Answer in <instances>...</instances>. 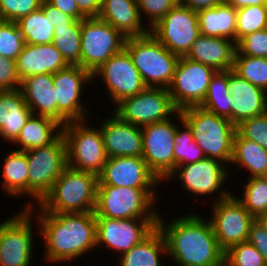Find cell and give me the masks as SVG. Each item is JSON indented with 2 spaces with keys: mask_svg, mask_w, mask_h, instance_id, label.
<instances>
[{
  "mask_svg": "<svg viewBox=\"0 0 267 266\" xmlns=\"http://www.w3.org/2000/svg\"><path fill=\"white\" fill-rule=\"evenodd\" d=\"M28 160V197L33 199L23 209L39 204L67 167L66 141L61 134L53 143L25 151ZM32 204V205H31Z\"/></svg>",
  "mask_w": 267,
  "mask_h": 266,
  "instance_id": "52a82bcc",
  "label": "cell"
},
{
  "mask_svg": "<svg viewBox=\"0 0 267 266\" xmlns=\"http://www.w3.org/2000/svg\"><path fill=\"white\" fill-rule=\"evenodd\" d=\"M228 90L231 95V122L237 126L242 121L267 112V92L228 70Z\"/></svg>",
  "mask_w": 267,
  "mask_h": 266,
  "instance_id": "7402d4cb",
  "label": "cell"
},
{
  "mask_svg": "<svg viewBox=\"0 0 267 266\" xmlns=\"http://www.w3.org/2000/svg\"><path fill=\"white\" fill-rule=\"evenodd\" d=\"M160 183L142 157H110L98 175V185L159 188Z\"/></svg>",
  "mask_w": 267,
  "mask_h": 266,
  "instance_id": "ffe728a7",
  "label": "cell"
},
{
  "mask_svg": "<svg viewBox=\"0 0 267 266\" xmlns=\"http://www.w3.org/2000/svg\"><path fill=\"white\" fill-rule=\"evenodd\" d=\"M256 220L261 224L264 230L267 232V214L258 216Z\"/></svg>",
  "mask_w": 267,
  "mask_h": 266,
  "instance_id": "db71d44e",
  "label": "cell"
},
{
  "mask_svg": "<svg viewBox=\"0 0 267 266\" xmlns=\"http://www.w3.org/2000/svg\"><path fill=\"white\" fill-rule=\"evenodd\" d=\"M168 256L166 242L161 231L156 227L139 244L119 256L118 266H165L161 261ZM162 257V259H161Z\"/></svg>",
  "mask_w": 267,
  "mask_h": 266,
  "instance_id": "f546056e",
  "label": "cell"
},
{
  "mask_svg": "<svg viewBox=\"0 0 267 266\" xmlns=\"http://www.w3.org/2000/svg\"><path fill=\"white\" fill-rule=\"evenodd\" d=\"M220 3H230L232 0H219Z\"/></svg>",
  "mask_w": 267,
  "mask_h": 266,
  "instance_id": "9f6ffc18",
  "label": "cell"
},
{
  "mask_svg": "<svg viewBox=\"0 0 267 266\" xmlns=\"http://www.w3.org/2000/svg\"><path fill=\"white\" fill-rule=\"evenodd\" d=\"M62 125L57 121L32 114L21 129L19 136L11 145L18 151L42 147L53 143L62 134Z\"/></svg>",
  "mask_w": 267,
  "mask_h": 266,
  "instance_id": "f1b7e54d",
  "label": "cell"
},
{
  "mask_svg": "<svg viewBox=\"0 0 267 266\" xmlns=\"http://www.w3.org/2000/svg\"><path fill=\"white\" fill-rule=\"evenodd\" d=\"M229 168L226 167L222 162L212 159L209 157L203 158L201 161L196 163H190L184 166H177L175 170L165 180L169 181L179 179V183H182V189L185 192H189L194 196H205L207 197L214 194L217 196L213 197L212 203L216 201L226 199L233 193L225 189L223 186L230 177ZM227 180V181H226ZM217 197V198H216Z\"/></svg>",
  "mask_w": 267,
  "mask_h": 266,
  "instance_id": "9c48e42d",
  "label": "cell"
},
{
  "mask_svg": "<svg viewBox=\"0 0 267 266\" xmlns=\"http://www.w3.org/2000/svg\"><path fill=\"white\" fill-rule=\"evenodd\" d=\"M248 242L260 252L267 264V232L256 219L250 227Z\"/></svg>",
  "mask_w": 267,
  "mask_h": 266,
  "instance_id": "7dc6e473",
  "label": "cell"
},
{
  "mask_svg": "<svg viewBox=\"0 0 267 266\" xmlns=\"http://www.w3.org/2000/svg\"><path fill=\"white\" fill-rule=\"evenodd\" d=\"M69 64L51 44H25L16 59V72L20 81L41 74H54Z\"/></svg>",
  "mask_w": 267,
  "mask_h": 266,
  "instance_id": "603a6c76",
  "label": "cell"
},
{
  "mask_svg": "<svg viewBox=\"0 0 267 266\" xmlns=\"http://www.w3.org/2000/svg\"><path fill=\"white\" fill-rule=\"evenodd\" d=\"M80 13L85 18H98L101 11V0H75Z\"/></svg>",
  "mask_w": 267,
  "mask_h": 266,
  "instance_id": "f907efd6",
  "label": "cell"
},
{
  "mask_svg": "<svg viewBox=\"0 0 267 266\" xmlns=\"http://www.w3.org/2000/svg\"><path fill=\"white\" fill-rule=\"evenodd\" d=\"M181 215L166 223L165 217L159 214L157 222L166 242L167 257L173 265L224 266V252L210 221L194 212Z\"/></svg>",
  "mask_w": 267,
  "mask_h": 266,
  "instance_id": "7a4b0ae2",
  "label": "cell"
},
{
  "mask_svg": "<svg viewBox=\"0 0 267 266\" xmlns=\"http://www.w3.org/2000/svg\"><path fill=\"white\" fill-rule=\"evenodd\" d=\"M1 188L12 197L28 198L29 167L25 151L11 150L2 156Z\"/></svg>",
  "mask_w": 267,
  "mask_h": 266,
  "instance_id": "4dcf8cb0",
  "label": "cell"
},
{
  "mask_svg": "<svg viewBox=\"0 0 267 266\" xmlns=\"http://www.w3.org/2000/svg\"><path fill=\"white\" fill-rule=\"evenodd\" d=\"M176 117L179 123L173 120ZM182 122V116L178 111L175 117L141 127L142 158L162 184L174 171V138L177 127Z\"/></svg>",
  "mask_w": 267,
  "mask_h": 266,
  "instance_id": "4fadbf2b",
  "label": "cell"
},
{
  "mask_svg": "<svg viewBox=\"0 0 267 266\" xmlns=\"http://www.w3.org/2000/svg\"><path fill=\"white\" fill-rule=\"evenodd\" d=\"M205 157L203 150L195 143L191 130L182 122L174 138V170L177 166L196 163Z\"/></svg>",
  "mask_w": 267,
  "mask_h": 266,
  "instance_id": "8d00e7d4",
  "label": "cell"
},
{
  "mask_svg": "<svg viewBox=\"0 0 267 266\" xmlns=\"http://www.w3.org/2000/svg\"><path fill=\"white\" fill-rule=\"evenodd\" d=\"M92 82V73L79 65H69L53 74L58 123L64 126L68 122L88 121V114L93 116V113L92 115L89 113L90 110L87 111L88 108L86 109L84 100L81 99L85 85L91 83V86Z\"/></svg>",
  "mask_w": 267,
  "mask_h": 266,
  "instance_id": "7c38bea8",
  "label": "cell"
},
{
  "mask_svg": "<svg viewBox=\"0 0 267 266\" xmlns=\"http://www.w3.org/2000/svg\"><path fill=\"white\" fill-rule=\"evenodd\" d=\"M125 49L146 87L169 88L178 55L165 48L150 32L143 36L127 38Z\"/></svg>",
  "mask_w": 267,
  "mask_h": 266,
  "instance_id": "8992f818",
  "label": "cell"
},
{
  "mask_svg": "<svg viewBox=\"0 0 267 266\" xmlns=\"http://www.w3.org/2000/svg\"><path fill=\"white\" fill-rule=\"evenodd\" d=\"M236 50V42L232 40L200 35L184 57L215 71H226L233 69Z\"/></svg>",
  "mask_w": 267,
  "mask_h": 266,
  "instance_id": "cb8c5ba5",
  "label": "cell"
},
{
  "mask_svg": "<svg viewBox=\"0 0 267 266\" xmlns=\"http://www.w3.org/2000/svg\"><path fill=\"white\" fill-rule=\"evenodd\" d=\"M16 61L0 56V91L20 89Z\"/></svg>",
  "mask_w": 267,
  "mask_h": 266,
  "instance_id": "bcb514c9",
  "label": "cell"
},
{
  "mask_svg": "<svg viewBox=\"0 0 267 266\" xmlns=\"http://www.w3.org/2000/svg\"><path fill=\"white\" fill-rule=\"evenodd\" d=\"M54 88L53 74L33 75L23 79L20 84V90L32 113L57 121V99Z\"/></svg>",
  "mask_w": 267,
  "mask_h": 266,
  "instance_id": "484cf974",
  "label": "cell"
},
{
  "mask_svg": "<svg viewBox=\"0 0 267 266\" xmlns=\"http://www.w3.org/2000/svg\"><path fill=\"white\" fill-rule=\"evenodd\" d=\"M24 45L25 40L17 23L3 20L0 24V56L16 61Z\"/></svg>",
  "mask_w": 267,
  "mask_h": 266,
  "instance_id": "ab89813d",
  "label": "cell"
},
{
  "mask_svg": "<svg viewBox=\"0 0 267 266\" xmlns=\"http://www.w3.org/2000/svg\"><path fill=\"white\" fill-rule=\"evenodd\" d=\"M40 9L44 12L45 17L49 18V21L53 27L70 26L75 21L73 17L64 14L56 7L49 4L46 0L42 1Z\"/></svg>",
  "mask_w": 267,
  "mask_h": 266,
  "instance_id": "c3c4849f",
  "label": "cell"
},
{
  "mask_svg": "<svg viewBox=\"0 0 267 266\" xmlns=\"http://www.w3.org/2000/svg\"><path fill=\"white\" fill-rule=\"evenodd\" d=\"M149 32L169 51L185 56L200 36L198 14L177 3Z\"/></svg>",
  "mask_w": 267,
  "mask_h": 266,
  "instance_id": "9a60e30c",
  "label": "cell"
},
{
  "mask_svg": "<svg viewBox=\"0 0 267 266\" xmlns=\"http://www.w3.org/2000/svg\"><path fill=\"white\" fill-rule=\"evenodd\" d=\"M177 3H179L178 0H137L141 20L149 21L147 22L149 29L162 19Z\"/></svg>",
  "mask_w": 267,
  "mask_h": 266,
  "instance_id": "f6af8a7d",
  "label": "cell"
},
{
  "mask_svg": "<svg viewBox=\"0 0 267 266\" xmlns=\"http://www.w3.org/2000/svg\"><path fill=\"white\" fill-rule=\"evenodd\" d=\"M200 35L226 38L236 42L237 9L230 3L197 12Z\"/></svg>",
  "mask_w": 267,
  "mask_h": 266,
  "instance_id": "83f0119b",
  "label": "cell"
},
{
  "mask_svg": "<svg viewBox=\"0 0 267 266\" xmlns=\"http://www.w3.org/2000/svg\"><path fill=\"white\" fill-rule=\"evenodd\" d=\"M180 114L204 155L222 162L230 169L236 126L229 119L201 107L185 108Z\"/></svg>",
  "mask_w": 267,
  "mask_h": 266,
  "instance_id": "3957f363",
  "label": "cell"
},
{
  "mask_svg": "<svg viewBox=\"0 0 267 266\" xmlns=\"http://www.w3.org/2000/svg\"><path fill=\"white\" fill-rule=\"evenodd\" d=\"M49 4L56 7L64 14L73 17L75 20H82L85 17L80 13L75 0H46Z\"/></svg>",
  "mask_w": 267,
  "mask_h": 266,
  "instance_id": "681fc988",
  "label": "cell"
},
{
  "mask_svg": "<svg viewBox=\"0 0 267 266\" xmlns=\"http://www.w3.org/2000/svg\"><path fill=\"white\" fill-rule=\"evenodd\" d=\"M32 114L20 89L0 91V139L11 146Z\"/></svg>",
  "mask_w": 267,
  "mask_h": 266,
  "instance_id": "4316f807",
  "label": "cell"
},
{
  "mask_svg": "<svg viewBox=\"0 0 267 266\" xmlns=\"http://www.w3.org/2000/svg\"><path fill=\"white\" fill-rule=\"evenodd\" d=\"M216 71L205 64L184 56L179 57L174 77L168 88L172 102L178 111L199 107L208 91Z\"/></svg>",
  "mask_w": 267,
  "mask_h": 266,
  "instance_id": "2e32d148",
  "label": "cell"
},
{
  "mask_svg": "<svg viewBox=\"0 0 267 266\" xmlns=\"http://www.w3.org/2000/svg\"><path fill=\"white\" fill-rule=\"evenodd\" d=\"M35 219L29 209H21L0 222V266H30L35 255Z\"/></svg>",
  "mask_w": 267,
  "mask_h": 266,
  "instance_id": "8fae6325",
  "label": "cell"
},
{
  "mask_svg": "<svg viewBox=\"0 0 267 266\" xmlns=\"http://www.w3.org/2000/svg\"><path fill=\"white\" fill-rule=\"evenodd\" d=\"M267 28L264 5L237 9L236 43L246 34Z\"/></svg>",
  "mask_w": 267,
  "mask_h": 266,
  "instance_id": "f35d334b",
  "label": "cell"
},
{
  "mask_svg": "<svg viewBox=\"0 0 267 266\" xmlns=\"http://www.w3.org/2000/svg\"><path fill=\"white\" fill-rule=\"evenodd\" d=\"M52 44L69 65L81 67V20H75L70 26L54 27Z\"/></svg>",
  "mask_w": 267,
  "mask_h": 266,
  "instance_id": "836d02e7",
  "label": "cell"
},
{
  "mask_svg": "<svg viewBox=\"0 0 267 266\" xmlns=\"http://www.w3.org/2000/svg\"><path fill=\"white\" fill-rule=\"evenodd\" d=\"M43 0H0V15L5 21L16 22L40 9Z\"/></svg>",
  "mask_w": 267,
  "mask_h": 266,
  "instance_id": "ee69618b",
  "label": "cell"
},
{
  "mask_svg": "<svg viewBox=\"0 0 267 266\" xmlns=\"http://www.w3.org/2000/svg\"><path fill=\"white\" fill-rule=\"evenodd\" d=\"M97 185L98 175L67 166L38 206L48 213L94 211Z\"/></svg>",
  "mask_w": 267,
  "mask_h": 266,
  "instance_id": "277c9868",
  "label": "cell"
},
{
  "mask_svg": "<svg viewBox=\"0 0 267 266\" xmlns=\"http://www.w3.org/2000/svg\"><path fill=\"white\" fill-rule=\"evenodd\" d=\"M264 9H265L266 17H267V0L264 2Z\"/></svg>",
  "mask_w": 267,
  "mask_h": 266,
  "instance_id": "11a10c76",
  "label": "cell"
},
{
  "mask_svg": "<svg viewBox=\"0 0 267 266\" xmlns=\"http://www.w3.org/2000/svg\"><path fill=\"white\" fill-rule=\"evenodd\" d=\"M209 221L223 252L239 243L248 241L249 231L255 218L234 195L212 203Z\"/></svg>",
  "mask_w": 267,
  "mask_h": 266,
  "instance_id": "ac0fdd59",
  "label": "cell"
},
{
  "mask_svg": "<svg viewBox=\"0 0 267 266\" xmlns=\"http://www.w3.org/2000/svg\"><path fill=\"white\" fill-rule=\"evenodd\" d=\"M232 70L267 92V58L235 55Z\"/></svg>",
  "mask_w": 267,
  "mask_h": 266,
  "instance_id": "74e56055",
  "label": "cell"
},
{
  "mask_svg": "<svg viewBox=\"0 0 267 266\" xmlns=\"http://www.w3.org/2000/svg\"><path fill=\"white\" fill-rule=\"evenodd\" d=\"M235 55L267 58V28L246 34L236 43Z\"/></svg>",
  "mask_w": 267,
  "mask_h": 266,
  "instance_id": "7bdbcfd3",
  "label": "cell"
},
{
  "mask_svg": "<svg viewBox=\"0 0 267 266\" xmlns=\"http://www.w3.org/2000/svg\"><path fill=\"white\" fill-rule=\"evenodd\" d=\"M244 184L242 197L235 198L255 219L267 214V176L248 178Z\"/></svg>",
  "mask_w": 267,
  "mask_h": 266,
  "instance_id": "d590c367",
  "label": "cell"
},
{
  "mask_svg": "<svg viewBox=\"0 0 267 266\" xmlns=\"http://www.w3.org/2000/svg\"><path fill=\"white\" fill-rule=\"evenodd\" d=\"M157 190L158 188L97 185L95 217L158 218L159 210H156V204L159 201V192Z\"/></svg>",
  "mask_w": 267,
  "mask_h": 266,
  "instance_id": "5b68a950",
  "label": "cell"
},
{
  "mask_svg": "<svg viewBox=\"0 0 267 266\" xmlns=\"http://www.w3.org/2000/svg\"><path fill=\"white\" fill-rule=\"evenodd\" d=\"M99 120L104 147L110 157H142L143 140L140 126L122 121L116 114ZM102 122V123H101Z\"/></svg>",
  "mask_w": 267,
  "mask_h": 266,
  "instance_id": "44dd1931",
  "label": "cell"
},
{
  "mask_svg": "<svg viewBox=\"0 0 267 266\" xmlns=\"http://www.w3.org/2000/svg\"><path fill=\"white\" fill-rule=\"evenodd\" d=\"M98 18L111 24L126 38L149 32L147 24L141 20L137 0H101Z\"/></svg>",
  "mask_w": 267,
  "mask_h": 266,
  "instance_id": "d4e9b609",
  "label": "cell"
},
{
  "mask_svg": "<svg viewBox=\"0 0 267 266\" xmlns=\"http://www.w3.org/2000/svg\"><path fill=\"white\" fill-rule=\"evenodd\" d=\"M177 112L168 89L152 87L125 98L113 110L122 121L140 127L170 119Z\"/></svg>",
  "mask_w": 267,
  "mask_h": 266,
  "instance_id": "5bb4252c",
  "label": "cell"
},
{
  "mask_svg": "<svg viewBox=\"0 0 267 266\" xmlns=\"http://www.w3.org/2000/svg\"><path fill=\"white\" fill-rule=\"evenodd\" d=\"M28 208L36 218L38 236L44 245V257L50 264L77 261L96 248L94 211L78 213H48L39 206ZM37 209V212H36ZM36 212V213H35ZM36 214V215H35ZM38 222V223H37ZM68 261V262H67Z\"/></svg>",
  "mask_w": 267,
  "mask_h": 266,
  "instance_id": "6da1fadb",
  "label": "cell"
},
{
  "mask_svg": "<svg viewBox=\"0 0 267 266\" xmlns=\"http://www.w3.org/2000/svg\"><path fill=\"white\" fill-rule=\"evenodd\" d=\"M25 44H51L54 39V27L44 12L38 9L16 21Z\"/></svg>",
  "mask_w": 267,
  "mask_h": 266,
  "instance_id": "e575fe53",
  "label": "cell"
},
{
  "mask_svg": "<svg viewBox=\"0 0 267 266\" xmlns=\"http://www.w3.org/2000/svg\"><path fill=\"white\" fill-rule=\"evenodd\" d=\"M89 122H68L62 127L67 147V166L99 175L108 160L100 128Z\"/></svg>",
  "mask_w": 267,
  "mask_h": 266,
  "instance_id": "ba28073f",
  "label": "cell"
},
{
  "mask_svg": "<svg viewBox=\"0 0 267 266\" xmlns=\"http://www.w3.org/2000/svg\"><path fill=\"white\" fill-rule=\"evenodd\" d=\"M2 21H3V19H2L1 15H0V24L2 23Z\"/></svg>",
  "mask_w": 267,
  "mask_h": 266,
  "instance_id": "6f0895ef",
  "label": "cell"
},
{
  "mask_svg": "<svg viewBox=\"0 0 267 266\" xmlns=\"http://www.w3.org/2000/svg\"><path fill=\"white\" fill-rule=\"evenodd\" d=\"M230 102L228 70L216 71L209 83L207 94L199 107L231 121Z\"/></svg>",
  "mask_w": 267,
  "mask_h": 266,
  "instance_id": "d6a6232c",
  "label": "cell"
},
{
  "mask_svg": "<svg viewBox=\"0 0 267 266\" xmlns=\"http://www.w3.org/2000/svg\"><path fill=\"white\" fill-rule=\"evenodd\" d=\"M178 2L195 12L214 8L220 3L219 0H178Z\"/></svg>",
  "mask_w": 267,
  "mask_h": 266,
  "instance_id": "816d5d0a",
  "label": "cell"
},
{
  "mask_svg": "<svg viewBox=\"0 0 267 266\" xmlns=\"http://www.w3.org/2000/svg\"><path fill=\"white\" fill-rule=\"evenodd\" d=\"M92 77L93 82H98L96 79L101 77V82L107 89L113 107L125 98L135 96L146 88L138 69L134 66L133 60L125 48L103 63L92 73Z\"/></svg>",
  "mask_w": 267,
  "mask_h": 266,
  "instance_id": "d6986e66",
  "label": "cell"
},
{
  "mask_svg": "<svg viewBox=\"0 0 267 266\" xmlns=\"http://www.w3.org/2000/svg\"><path fill=\"white\" fill-rule=\"evenodd\" d=\"M236 131L247 140L259 144L267 150V112L242 121Z\"/></svg>",
  "mask_w": 267,
  "mask_h": 266,
  "instance_id": "b9f144b4",
  "label": "cell"
},
{
  "mask_svg": "<svg viewBox=\"0 0 267 266\" xmlns=\"http://www.w3.org/2000/svg\"><path fill=\"white\" fill-rule=\"evenodd\" d=\"M224 266H267L260 252L248 241L224 252Z\"/></svg>",
  "mask_w": 267,
  "mask_h": 266,
  "instance_id": "60d3db41",
  "label": "cell"
},
{
  "mask_svg": "<svg viewBox=\"0 0 267 266\" xmlns=\"http://www.w3.org/2000/svg\"><path fill=\"white\" fill-rule=\"evenodd\" d=\"M231 164L250 172L248 178L267 176V150L236 131Z\"/></svg>",
  "mask_w": 267,
  "mask_h": 266,
  "instance_id": "1f68e13d",
  "label": "cell"
},
{
  "mask_svg": "<svg viewBox=\"0 0 267 266\" xmlns=\"http://www.w3.org/2000/svg\"><path fill=\"white\" fill-rule=\"evenodd\" d=\"M266 0H232L230 4L236 9H240L246 6L264 5Z\"/></svg>",
  "mask_w": 267,
  "mask_h": 266,
  "instance_id": "f5cc1de1",
  "label": "cell"
},
{
  "mask_svg": "<svg viewBox=\"0 0 267 266\" xmlns=\"http://www.w3.org/2000/svg\"><path fill=\"white\" fill-rule=\"evenodd\" d=\"M96 248H106L118 256L145 239L156 227L158 218L113 219L95 217ZM104 245V246H103Z\"/></svg>",
  "mask_w": 267,
  "mask_h": 266,
  "instance_id": "e0dca14e",
  "label": "cell"
},
{
  "mask_svg": "<svg viewBox=\"0 0 267 266\" xmlns=\"http://www.w3.org/2000/svg\"><path fill=\"white\" fill-rule=\"evenodd\" d=\"M126 37L99 18L81 20V67L94 73L125 48Z\"/></svg>",
  "mask_w": 267,
  "mask_h": 266,
  "instance_id": "30bf717a",
  "label": "cell"
}]
</instances>
